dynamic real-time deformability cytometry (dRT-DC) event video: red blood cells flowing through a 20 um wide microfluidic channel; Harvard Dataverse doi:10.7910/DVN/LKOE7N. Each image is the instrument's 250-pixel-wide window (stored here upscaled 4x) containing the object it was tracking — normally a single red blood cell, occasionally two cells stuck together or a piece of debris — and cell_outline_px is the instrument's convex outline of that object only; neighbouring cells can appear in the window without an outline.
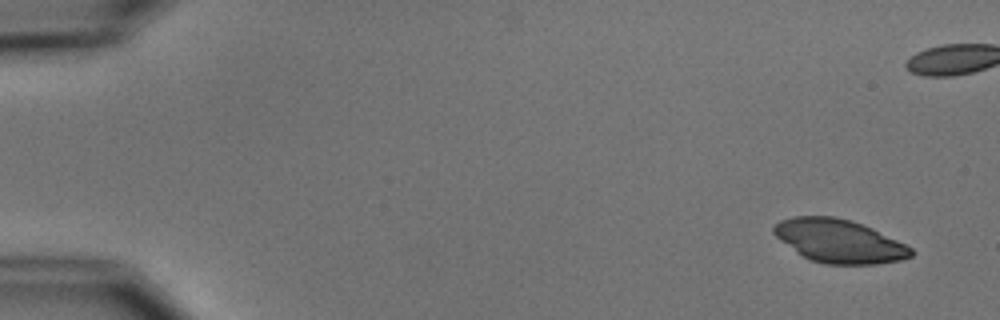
{"species": "common noctule bat (a hibernating species)", "species_latin": "Nyctalus noctula", "temperature_condition": "cold", "stored_images_in_passage": 5, "camera_frame_rate_fps": 3000, "um_per_image_px": 0.085, "animal": {"sex": "male", "body_mass_g": 15.6}, "frame": {"image": 1, "passage_image": 1, "time_ms": 0.0, "image_size_px": [1000, 320], "cell_outline_px": [[916, 252], [912, 256], [900, 260], [876, 264], [824, 264], [808, 260], [796, 252], [780, 240], [772, 232], [772, 228], [780, 220], [792, 216], [836, 216], [852, 220], [872, 228], [912, 248]], "centroid_in_image_um": [71.3, 20.49], "position_along_channel_um": 13.7, "area_um2": 34.8}}
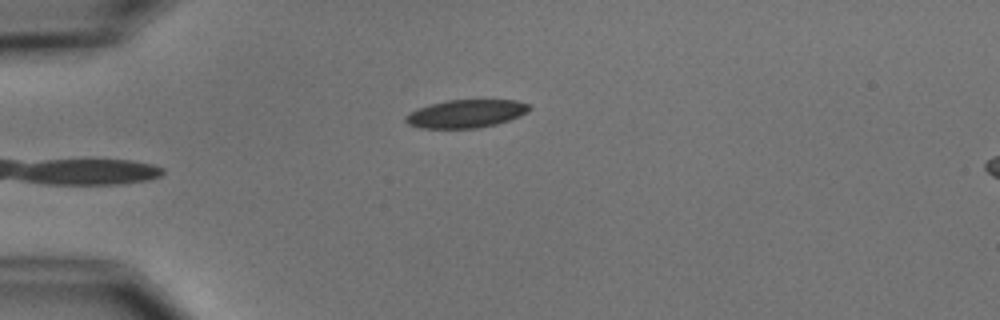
{"frame": {"image": 2, "passage_image": 5, "time_ms": 5.333, "image_size_px": [1000, 320], "cell_outline_px": [[532, 108], [528, 112], [520, 116], [496, 124], [476, 128], [420, 128], [408, 124], [404, 120], [404, 116], [408, 112], [432, 104], [448, 100], [516, 100], [528, 104]], "centroid_in_image_um": [39.61, 9.66], "position_along_channel_um": 45.4, "area_um2": 20.17}}